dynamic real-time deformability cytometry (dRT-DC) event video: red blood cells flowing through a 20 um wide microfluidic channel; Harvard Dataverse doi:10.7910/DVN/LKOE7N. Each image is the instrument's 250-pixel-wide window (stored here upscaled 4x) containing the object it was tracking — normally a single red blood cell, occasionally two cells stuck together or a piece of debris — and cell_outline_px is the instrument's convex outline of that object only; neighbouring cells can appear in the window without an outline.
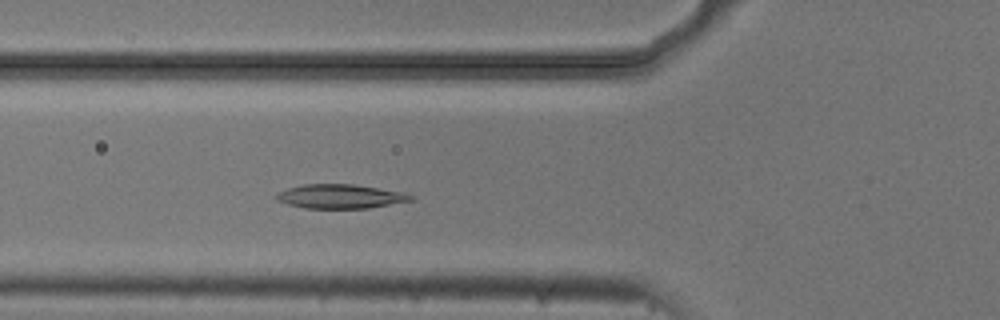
{"species": "common noctule bat (a hibernating species)", "species_latin": "Nyctalus noctula", "temperature_condition": "cold", "stored_images_in_passage": 50, "segment_of_instrument_passage": [1, 2], "camera_frame_rate_fps": 3000, "um_per_image_px": 0.085, "animal": {"sex": "male", "body_mass_g": 20.5, "forearm_length_mm": 52.5}, "frame": {"image": 1, "passage_image": 14, "time_ms": 4.333, "image_size_px": [1000, 320], "cell_outline_px": [[416, 196], [412, 200], [368, 208], [304, 208], [288, 204], [276, 200], [272, 196], [276, 192], [288, 188], [304, 184], [352, 184], [404, 192]], "centroid_in_image_um": [28.88, 16.69], "position_along_channel_um": 96.9, "area_um2": 18.96}}
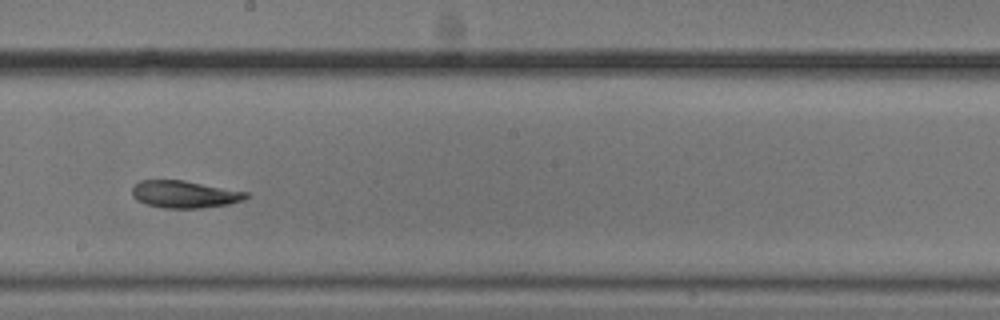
{"frame": {"image": 2, "passage_image": 25, "time_ms": 8.0, "image_size_px": [1000, 320], "cell_outline_px": [[248, 196], [244, 200], [228, 204], [200, 208], [164, 208], [148, 204], [136, 200], [132, 196], [132, 188], [140, 180], [184, 180], [248, 192]], "centroid_in_image_um": [15.68, 16.51], "position_along_channel_um": 232.5, "area_um2": 18.03}}
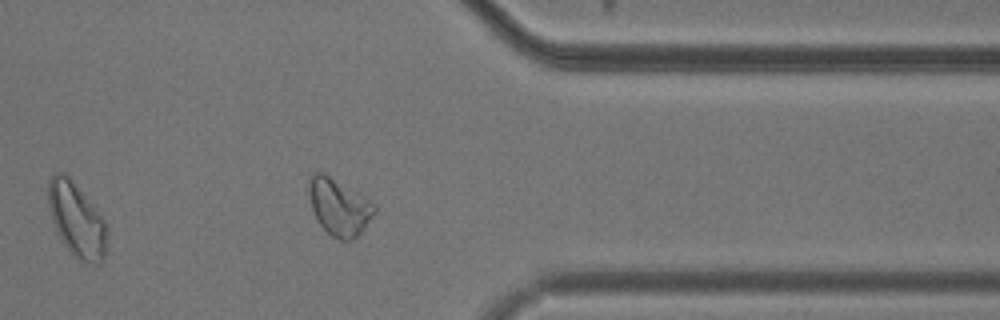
{"frame": {"image": 3, "passage_image": 38, "time_ms": 12.333, "image_size_px": [1000, 320], "cell_outline_px": [[376, 212], [364, 228], [352, 240], [340, 240], [332, 236], [320, 224], [312, 208], [308, 192], [308, 180], [312, 172], [324, 172], [356, 192], [372, 204], [376, 208]], "centroid_in_image_um": [28.78, 17.57], "position_along_channel_um": 382.6, "area_um2": 21.21}}